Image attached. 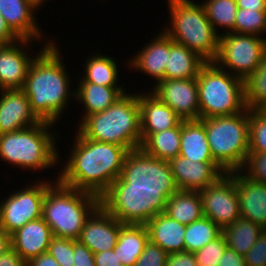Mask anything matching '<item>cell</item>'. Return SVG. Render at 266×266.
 Wrapping results in <instances>:
<instances>
[{"label": "cell", "instance_id": "obj_2", "mask_svg": "<svg viewBox=\"0 0 266 266\" xmlns=\"http://www.w3.org/2000/svg\"><path fill=\"white\" fill-rule=\"evenodd\" d=\"M44 42L29 66L22 89L36 117L56 125L69 105V99L75 98V90L70 88V76L62 62L59 46L55 40Z\"/></svg>", "mask_w": 266, "mask_h": 266}, {"label": "cell", "instance_id": "obj_14", "mask_svg": "<svg viewBox=\"0 0 266 266\" xmlns=\"http://www.w3.org/2000/svg\"><path fill=\"white\" fill-rule=\"evenodd\" d=\"M142 144L136 156L140 177L150 180L166 163L180 153L181 122L168 130L141 133Z\"/></svg>", "mask_w": 266, "mask_h": 266}, {"label": "cell", "instance_id": "obj_1", "mask_svg": "<svg viewBox=\"0 0 266 266\" xmlns=\"http://www.w3.org/2000/svg\"><path fill=\"white\" fill-rule=\"evenodd\" d=\"M57 179L103 201L132 200L144 192L136 156L126 147L84 138L79 132Z\"/></svg>", "mask_w": 266, "mask_h": 266}, {"label": "cell", "instance_id": "obj_27", "mask_svg": "<svg viewBox=\"0 0 266 266\" xmlns=\"http://www.w3.org/2000/svg\"><path fill=\"white\" fill-rule=\"evenodd\" d=\"M75 90V99L84 106V116L79 120L81 122L90 114L106 110L114 104L127 91L122 87H106L93 83H79Z\"/></svg>", "mask_w": 266, "mask_h": 266}, {"label": "cell", "instance_id": "obj_23", "mask_svg": "<svg viewBox=\"0 0 266 266\" xmlns=\"http://www.w3.org/2000/svg\"><path fill=\"white\" fill-rule=\"evenodd\" d=\"M53 237L51 228L41 217L26 223L11 234V247L24 261L48 252Z\"/></svg>", "mask_w": 266, "mask_h": 266}, {"label": "cell", "instance_id": "obj_20", "mask_svg": "<svg viewBox=\"0 0 266 266\" xmlns=\"http://www.w3.org/2000/svg\"><path fill=\"white\" fill-rule=\"evenodd\" d=\"M42 7L35 0H0V13L9 29L19 39L40 40L42 29L36 11Z\"/></svg>", "mask_w": 266, "mask_h": 266}, {"label": "cell", "instance_id": "obj_9", "mask_svg": "<svg viewBox=\"0 0 266 266\" xmlns=\"http://www.w3.org/2000/svg\"><path fill=\"white\" fill-rule=\"evenodd\" d=\"M134 214L131 200L103 201L88 217L77 240L93 254L112 250L120 228Z\"/></svg>", "mask_w": 266, "mask_h": 266}, {"label": "cell", "instance_id": "obj_18", "mask_svg": "<svg viewBox=\"0 0 266 266\" xmlns=\"http://www.w3.org/2000/svg\"><path fill=\"white\" fill-rule=\"evenodd\" d=\"M33 40L18 39L10 44H0V89H22L27 72L36 55L25 49ZM25 46V47H24ZM26 50V51H25Z\"/></svg>", "mask_w": 266, "mask_h": 266}, {"label": "cell", "instance_id": "obj_17", "mask_svg": "<svg viewBox=\"0 0 266 266\" xmlns=\"http://www.w3.org/2000/svg\"><path fill=\"white\" fill-rule=\"evenodd\" d=\"M151 93L168 105L183 121L200 120L197 78L164 79Z\"/></svg>", "mask_w": 266, "mask_h": 266}, {"label": "cell", "instance_id": "obj_47", "mask_svg": "<svg viewBox=\"0 0 266 266\" xmlns=\"http://www.w3.org/2000/svg\"><path fill=\"white\" fill-rule=\"evenodd\" d=\"M19 38L9 29L0 13V44H10Z\"/></svg>", "mask_w": 266, "mask_h": 266}, {"label": "cell", "instance_id": "obj_3", "mask_svg": "<svg viewBox=\"0 0 266 266\" xmlns=\"http://www.w3.org/2000/svg\"><path fill=\"white\" fill-rule=\"evenodd\" d=\"M76 132L84 138L114 143L137 156L142 144L140 105L137 93H125L106 110L90 114Z\"/></svg>", "mask_w": 266, "mask_h": 266}, {"label": "cell", "instance_id": "obj_51", "mask_svg": "<svg viewBox=\"0 0 266 266\" xmlns=\"http://www.w3.org/2000/svg\"><path fill=\"white\" fill-rule=\"evenodd\" d=\"M35 1L41 6L43 5V3L45 4V2H46V0H35Z\"/></svg>", "mask_w": 266, "mask_h": 266}, {"label": "cell", "instance_id": "obj_28", "mask_svg": "<svg viewBox=\"0 0 266 266\" xmlns=\"http://www.w3.org/2000/svg\"><path fill=\"white\" fill-rule=\"evenodd\" d=\"M206 63L197 53L176 43L170 37V53L165 67V79L197 78L201 67Z\"/></svg>", "mask_w": 266, "mask_h": 266}, {"label": "cell", "instance_id": "obj_48", "mask_svg": "<svg viewBox=\"0 0 266 266\" xmlns=\"http://www.w3.org/2000/svg\"><path fill=\"white\" fill-rule=\"evenodd\" d=\"M238 8L266 11V0H236Z\"/></svg>", "mask_w": 266, "mask_h": 266}, {"label": "cell", "instance_id": "obj_12", "mask_svg": "<svg viewBox=\"0 0 266 266\" xmlns=\"http://www.w3.org/2000/svg\"><path fill=\"white\" fill-rule=\"evenodd\" d=\"M134 213L146 225L149 240L167 254L185 251L186 225L166 215L144 192L132 200Z\"/></svg>", "mask_w": 266, "mask_h": 266}, {"label": "cell", "instance_id": "obj_49", "mask_svg": "<svg viewBox=\"0 0 266 266\" xmlns=\"http://www.w3.org/2000/svg\"><path fill=\"white\" fill-rule=\"evenodd\" d=\"M11 248V235L0 227V256Z\"/></svg>", "mask_w": 266, "mask_h": 266}, {"label": "cell", "instance_id": "obj_41", "mask_svg": "<svg viewBox=\"0 0 266 266\" xmlns=\"http://www.w3.org/2000/svg\"><path fill=\"white\" fill-rule=\"evenodd\" d=\"M74 266H96L94 254L84 244L74 240Z\"/></svg>", "mask_w": 266, "mask_h": 266}, {"label": "cell", "instance_id": "obj_6", "mask_svg": "<svg viewBox=\"0 0 266 266\" xmlns=\"http://www.w3.org/2000/svg\"><path fill=\"white\" fill-rule=\"evenodd\" d=\"M168 1L170 22L163 30L176 43L186 46L206 62L217 57L220 35L206 17L201 3L194 0Z\"/></svg>", "mask_w": 266, "mask_h": 266}, {"label": "cell", "instance_id": "obj_38", "mask_svg": "<svg viewBox=\"0 0 266 266\" xmlns=\"http://www.w3.org/2000/svg\"><path fill=\"white\" fill-rule=\"evenodd\" d=\"M241 171L254 181L266 183V153L249 152Z\"/></svg>", "mask_w": 266, "mask_h": 266}, {"label": "cell", "instance_id": "obj_21", "mask_svg": "<svg viewBox=\"0 0 266 266\" xmlns=\"http://www.w3.org/2000/svg\"><path fill=\"white\" fill-rule=\"evenodd\" d=\"M238 192L240 214L266 229V183L247 177L243 171H233Z\"/></svg>", "mask_w": 266, "mask_h": 266}, {"label": "cell", "instance_id": "obj_39", "mask_svg": "<svg viewBox=\"0 0 266 266\" xmlns=\"http://www.w3.org/2000/svg\"><path fill=\"white\" fill-rule=\"evenodd\" d=\"M167 256L160 246L149 240L134 266H166Z\"/></svg>", "mask_w": 266, "mask_h": 266}, {"label": "cell", "instance_id": "obj_32", "mask_svg": "<svg viewBox=\"0 0 266 266\" xmlns=\"http://www.w3.org/2000/svg\"><path fill=\"white\" fill-rule=\"evenodd\" d=\"M206 17L211 22L215 31L219 34V28L224 29V33H234V26L236 20V12L238 6L236 0H206L201 3Z\"/></svg>", "mask_w": 266, "mask_h": 266}, {"label": "cell", "instance_id": "obj_8", "mask_svg": "<svg viewBox=\"0 0 266 266\" xmlns=\"http://www.w3.org/2000/svg\"><path fill=\"white\" fill-rule=\"evenodd\" d=\"M200 119L234 115L246 109L244 80L206 62L197 76Z\"/></svg>", "mask_w": 266, "mask_h": 266}, {"label": "cell", "instance_id": "obj_13", "mask_svg": "<svg viewBox=\"0 0 266 266\" xmlns=\"http://www.w3.org/2000/svg\"><path fill=\"white\" fill-rule=\"evenodd\" d=\"M37 181L0 200V227L10 235L26 223L42 217L44 196L54 180Z\"/></svg>", "mask_w": 266, "mask_h": 266}, {"label": "cell", "instance_id": "obj_37", "mask_svg": "<svg viewBox=\"0 0 266 266\" xmlns=\"http://www.w3.org/2000/svg\"><path fill=\"white\" fill-rule=\"evenodd\" d=\"M48 253L60 266H74V239L53 236Z\"/></svg>", "mask_w": 266, "mask_h": 266}, {"label": "cell", "instance_id": "obj_16", "mask_svg": "<svg viewBox=\"0 0 266 266\" xmlns=\"http://www.w3.org/2000/svg\"><path fill=\"white\" fill-rule=\"evenodd\" d=\"M144 193L170 218L189 225L201 219L202 199L198 191L156 187L150 180L144 184Z\"/></svg>", "mask_w": 266, "mask_h": 266}, {"label": "cell", "instance_id": "obj_29", "mask_svg": "<svg viewBox=\"0 0 266 266\" xmlns=\"http://www.w3.org/2000/svg\"><path fill=\"white\" fill-rule=\"evenodd\" d=\"M265 229L255 222L239 217L233 224L222 229L227 247L245 255L257 242Z\"/></svg>", "mask_w": 266, "mask_h": 266}, {"label": "cell", "instance_id": "obj_22", "mask_svg": "<svg viewBox=\"0 0 266 266\" xmlns=\"http://www.w3.org/2000/svg\"><path fill=\"white\" fill-rule=\"evenodd\" d=\"M158 34L128 61L129 68L154 78L156 82L153 86L165 79V67L170 53V36L163 30Z\"/></svg>", "mask_w": 266, "mask_h": 266}, {"label": "cell", "instance_id": "obj_7", "mask_svg": "<svg viewBox=\"0 0 266 266\" xmlns=\"http://www.w3.org/2000/svg\"><path fill=\"white\" fill-rule=\"evenodd\" d=\"M200 121L205 125L214 161L226 173L241 171L249 155V109Z\"/></svg>", "mask_w": 266, "mask_h": 266}, {"label": "cell", "instance_id": "obj_34", "mask_svg": "<svg viewBox=\"0 0 266 266\" xmlns=\"http://www.w3.org/2000/svg\"><path fill=\"white\" fill-rule=\"evenodd\" d=\"M234 33L261 36L266 33V11L238 8Z\"/></svg>", "mask_w": 266, "mask_h": 266}, {"label": "cell", "instance_id": "obj_45", "mask_svg": "<svg viewBox=\"0 0 266 266\" xmlns=\"http://www.w3.org/2000/svg\"><path fill=\"white\" fill-rule=\"evenodd\" d=\"M0 266H26V261L11 247L0 256Z\"/></svg>", "mask_w": 266, "mask_h": 266}, {"label": "cell", "instance_id": "obj_5", "mask_svg": "<svg viewBox=\"0 0 266 266\" xmlns=\"http://www.w3.org/2000/svg\"><path fill=\"white\" fill-rule=\"evenodd\" d=\"M102 202L100 197L65 186L56 178L46 190L42 218L53 236L77 240L86 220Z\"/></svg>", "mask_w": 266, "mask_h": 266}, {"label": "cell", "instance_id": "obj_26", "mask_svg": "<svg viewBox=\"0 0 266 266\" xmlns=\"http://www.w3.org/2000/svg\"><path fill=\"white\" fill-rule=\"evenodd\" d=\"M179 155L193 162H215L210 152L205 125L200 120L181 121Z\"/></svg>", "mask_w": 266, "mask_h": 266}, {"label": "cell", "instance_id": "obj_30", "mask_svg": "<svg viewBox=\"0 0 266 266\" xmlns=\"http://www.w3.org/2000/svg\"><path fill=\"white\" fill-rule=\"evenodd\" d=\"M85 61V74L79 83H93L106 87H122L118 86L119 82V67L117 61H115L109 55L94 54L91 57H87Z\"/></svg>", "mask_w": 266, "mask_h": 266}, {"label": "cell", "instance_id": "obj_33", "mask_svg": "<svg viewBox=\"0 0 266 266\" xmlns=\"http://www.w3.org/2000/svg\"><path fill=\"white\" fill-rule=\"evenodd\" d=\"M244 99L248 109H259L266 103V53L255 72L244 80Z\"/></svg>", "mask_w": 266, "mask_h": 266}, {"label": "cell", "instance_id": "obj_10", "mask_svg": "<svg viewBox=\"0 0 266 266\" xmlns=\"http://www.w3.org/2000/svg\"><path fill=\"white\" fill-rule=\"evenodd\" d=\"M266 53V38L223 32L220 35L217 57L213 61L218 67L245 80L258 68Z\"/></svg>", "mask_w": 266, "mask_h": 266}, {"label": "cell", "instance_id": "obj_24", "mask_svg": "<svg viewBox=\"0 0 266 266\" xmlns=\"http://www.w3.org/2000/svg\"><path fill=\"white\" fill-rule=\"evenodd\" d=\"M141 133H156L176 127L182 119L150 91L138 94Z\"/></svg>", "mask_w": 266, "mask_h": 266}, {"label": "cell", "instance_id": "obj_50", "mask_svg": "<svg viewBox=\"0 0 266 266\" xmlns=\"http://www.w3.org/2000/svg\"><path fill=\"white\" fill-rule=\"evenodd\" d=\"M259 110H260L262 113H264V114L266 115V103L263 104V105L259 108Z\"/></svg>", "mask_w": 266, "mask_h": 266}, {"label": "cell", "instance_id": "obj_31", "mask_svg": "<svg viewBox=\"0 0 266 266\" xmlns=\"http://www.w3.org/2000/svg\"><path fill=\"white\" fill-rule=\"evenodd\" d=\"M221 234L222 229L211 219L203 216L201 219L186 225L184 235L185 251L195 253Z\"/></svg>", "mask_w": 266, "mask_h": 266}, {"label": "cell", "instance_id": "obj_11", "mask_svg": "<svg viewBox=\"0 0 266 266\" xmlns=\"http://www.w3.org/2000/svg\"><path fill=\"white\" fill-rule=\"evenodd\" d=\"M226 172L216 162H193L181 155L166 163L150 181L156 187L200 191Z\"/></svg>", "mask_w": 266, "mask_h": 266}, {"label": "cell", "instance_id": "obj_35", "mask_svg": "<svg viewBox=\"0 0 266 266\" xmlns=\"http://www.w3.org/2000/svg\"><path fill=\"white\" fill-rule=\"evenodd\" d=\"M249 152L266 153V115L249 109Z\"/></svg>", "mask_w": 266, "mask_h": 266}, {"label": "cell", "instance_id": "obj_46", "mask_svg": "<svg viewBox=\"0 0 266 266\" xmlns=\"http://www.w3.org/2000/svg\"><path fill=\"white\" fill-rule=\"evenodd\" d=\"M26 266H60L56 259L48 252L33 257L26 262Z\"/></svg>", "mask_w": 266, "mask_h": 266}, {"label": "cell", "instance_id": "obj_44", "mask_svg": "<svg viewBox=\"0 0 266 266\" xmlns=\"http://www.w3.org/2000/svg\"><path fill=\"white\" fill-rule=\"evenodd\" d=\"M218 266H246L244 256L227 247Z\"/></svg>", "mask_w": 266, "mask_h": 266}, {"label": "cell", "instance_id": "obj_4", "mask_svg": "<svg viewBox=\"0 0 266 266\" xmlns=\"http://www.w3.org/2000/svg\"><path fill=\"white\" fill-rule=\"evenodd\" d=\"M54 124H38L0 135V158L16 168L30 171L55 168L60 163ZM52 130H51V129ZM51 130V131H50ZM59 158V159H58Z\"/></svg>", "mask_w": 266, "mask_h": 266}, {"label": "cell", "instance_id": "obj_40", "mask_svg": "<svg viewBox=\"0 0 266 266\" xmlns=\"http://www.w3.org/2000/svg\"><path fill=\"white\" fill-rule=\"evenodd\" d=\"M244 261L246 266H266V229L244 255Z\"/></svg>", "mask_w": 266, "mask_h": 266}, {"label": "cell", "instance_id": "obj_36", "mask_svg": "<svg viewBox=\"0 0 266 266\" xmlns=\"http://www.w3.org/2000/svg\"><path fill=\"white\" fill-rule=\"evenodd\" d=\"M227 248L223 234L194 253L198 266H218Z\"/></svg>", "mask_w": 266, "mask_h": 266}, {"label": "cell", "instance_id": "obj_19", "mask_svg": "<svg viewBox=\"0 0 266 266\" xmlns=\"http://www.w3.org/2000/svg\"><path fill=\"white\" fill-rule=\"evenodd\" d=\"M40 120L32 112L23 89L0 90V135L15 132Z\"/></svg>", "mask_w": 266, "mask_h": 266}, {"label": "cell", "instance_id": "obj_25", "mask_svg": "<svg viewBox=\"0 0 266 266\" xmlns=\"http://www.w3.org/2000/svg\"><path fill=\"white\" fill-rule=\"evenodd\" d=\"M149 234L143 221L134 214L121 228L114 252L123 266H134L143 253Z\"/></svg>", "mask_w": 266, "mask_h": 266}, {"label": "cell", "instance_id": "obj_43", "mask_svg": "<svg viewBox=\"0 0 266 266\" xmlns=\"http://www.w3.org/2000/svg\"><path fill=\"white\" fill-rule=\"evenodd\" d=\"M94 261L96 266H123L114 249L94 254Z\"/></svg>", "mask_w": 266, "mask_h": 266}, {"label": "cell", "instance_id": "obj_42", "mask_svg": "<svg viewBox=\"0 0 266 266\" xmlns=\"http://www.w3.org/2000/svg\"><path fill=\"white\" fill-rule=\"evenodd\" d=\"M166 266H198V264L194 253L184 251L168 254Z\"/></svg>", "mask_w": 266, "mask_h": 266}, {"label": "cell", "instance_id": "obj_15", "mask_svg": "<svg viewBox=\"0 0 266 266\" xmlns=\"http://www.w3.org/2000/svg\"><path fill=\"white\" fill-rule=\"evenodd\" d=\"M199 193L204 216L221 229L241 217L235 177L231 173H226L216 183L200 190Z\"/></svg>", "mask_w": 266, "mask_h": 266}]
</instances>
